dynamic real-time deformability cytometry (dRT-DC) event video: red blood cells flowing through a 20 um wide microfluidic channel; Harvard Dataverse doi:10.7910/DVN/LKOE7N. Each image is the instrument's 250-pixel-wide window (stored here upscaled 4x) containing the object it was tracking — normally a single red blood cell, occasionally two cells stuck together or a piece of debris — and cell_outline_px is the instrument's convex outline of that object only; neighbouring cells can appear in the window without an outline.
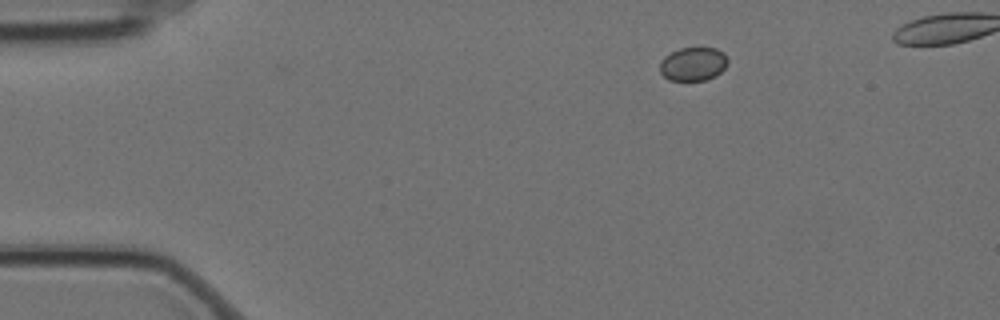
{"species": "Egyptian fruit bat (a non-hibernating species)", "species_latin": "Rousettus aegyptiacus", "temperature_condition": "cold", "stored_images_in_passage": 4, "camera_frame_rate_fps": 3000, "um_per_image_px": 0.085, "animal": {"sex": "female"}, "frame": {"image": 1, "passage_image": 1, "time_ms": 0.0, "image_size_px": [1000, 320], "cell_outline_px": [[728, 64], [716, 76], [704, 80], [668, 80], [660, 72], [660, 60], [664, 56], [680, 48], [716, 48], [724, 52], [728, 60]], "centroid_in_image_um": [58.92, 5.43], "position_along_channel_um": 26.1, "area_um2": 13.35}}